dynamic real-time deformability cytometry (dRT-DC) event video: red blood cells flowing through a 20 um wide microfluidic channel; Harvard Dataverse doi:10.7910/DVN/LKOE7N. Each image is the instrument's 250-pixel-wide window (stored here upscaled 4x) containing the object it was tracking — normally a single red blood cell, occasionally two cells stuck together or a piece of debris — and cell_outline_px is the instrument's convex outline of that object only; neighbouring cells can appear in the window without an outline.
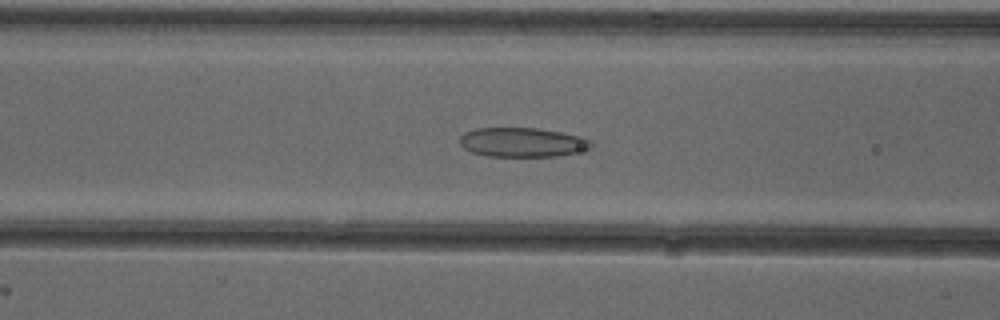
{"species": "common noctule bat (a hibernating species)", "species_latin": "Nyctalus noctula", "temperature_condition": "cold", "stored_images_in_passage": 53, "camera_frame_rate_fps": 3000, "um_per_image_px": 0.085, "animal": {"sex": "female"}, "frame": {"image": 1, "passage_image": 22, "time_ms": 7.0, "image_size_px": [1000, 320], "cell_outline_px": [[592, 148], [556, 156], [484, 156], [472, 152], [464, 148], [460, 144], [460, 136], [464, 132], [476, 128], [536, 128], [584, 136], [592, 140]], "centroid_in_image_um": [44.4, 12.09], "position_along_channel_um": 122.2, "area_um2": 22.54}}
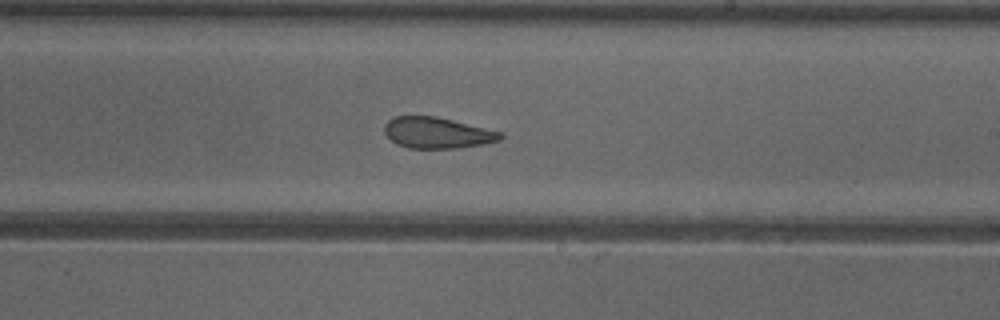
{"frame": {"image": 2, "passage_image": 32, "time_ms": 10.333, "image_size_px": [1000, 320], "cell_outline_px": [[504, 136], [500, 140], [484, 144], [456, 148], [408, 148], [396, 144], [384, 132], [384, 124], [392, 116], [436, 116], [504, 132]], "centroid_in_image_um": [37.17, 11.28], "position_along_channel_um": 251.8, "area_um2": 21.15}}
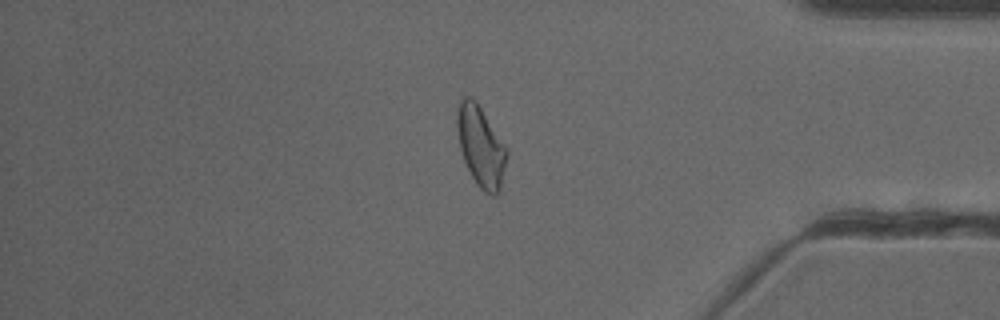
{"frame": {"image": 3, "passage_image": 45, "time_ms": 14.667, "image_size_px": [1000, 320], "cell_outline_px": [[508, 156], [500, 192], [496, 196], [492, 196], [484, 192], [476, 184], [464, 160], [460, 148], [456, 128], [456, 112], [460, 100], [464, 96], [472, 96], [476, 100], [508, 148]], "centroid_in_image_um": [40.89, 12.43], "position_along_channel_um": 394.3, "area_um2": 23.81}, "authors_computed_cell_mechanics": {"area_um2": 24.3338, "velocity_mm_per_s": 3.8961, "shape_relaxation_time_tau1_ms": 10.0197, "shape_relaxation_time_tau2_ms": 1.9491, "deformation_change_tau1": 0.1869, "deformation_change_tau2": 0.1017}}